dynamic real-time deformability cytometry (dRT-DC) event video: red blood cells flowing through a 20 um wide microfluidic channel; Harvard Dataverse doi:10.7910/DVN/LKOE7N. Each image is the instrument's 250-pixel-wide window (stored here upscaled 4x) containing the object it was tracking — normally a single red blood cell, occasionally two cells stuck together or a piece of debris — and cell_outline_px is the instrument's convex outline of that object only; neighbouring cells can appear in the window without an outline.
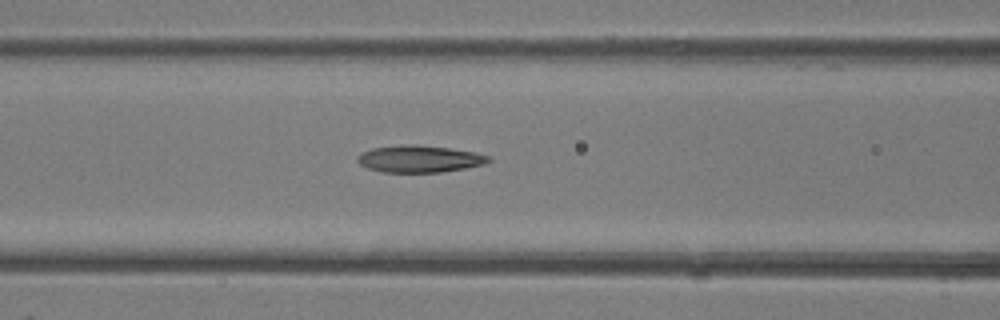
{"species": "common noctule bat (a hibernating species)", "species_latin": "Nyctalus noctula", "temperature_condition": "room temperature", "stored_images_in_passage": 22, "camera_frame_rate_fps": 3000, "um_per_image_px": 0.085, "animal": {"sex": "female"}, "frame": {"image": 1, "passage_image": 7, "time_ms": 2.0, "image_size_px": [1000, 320], "cell_outline_px": [[492, 160], [484, 164], [464, 168], [440, 172], [384, 172], [368, 168], [360, 164], [356, 160], [356, 156], [360, 152], [372, 148], [400, 144], [416, 144], [448, 148], [476, 152], [488, 156]], "centroid_in_image_um": [35.61, 13.49], "position_along_channel_um": 131.0, "area_um2": 20.69}}
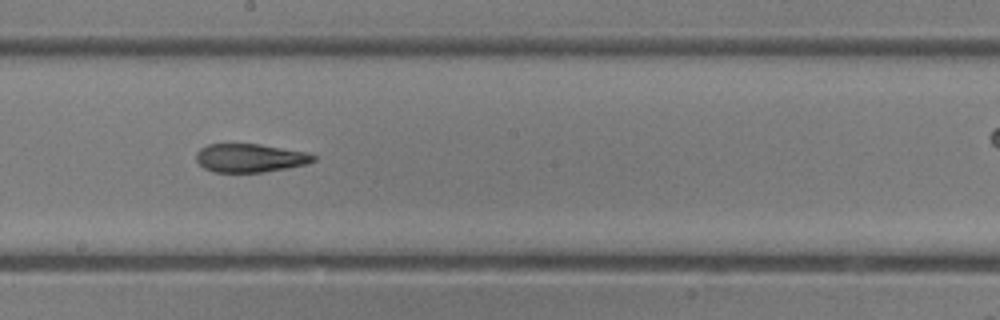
{"frame": {"image": 2, "passage_image": 12, "time_ms": 3.667, "image_size_px": [1000, 320], "cell_outline_px": [[316, 160], [308, 164], [288, 168], [264, 172], [212, 172], [204, 168], [196, 160], [196, 152], [200, 148], [208, 144], [260, 144], [304, 152], [316, 156]], "centroid_in_image_um": [21.24, 13.43], "position_along_channel_um": 227.0, "area_um2": 19.48}}
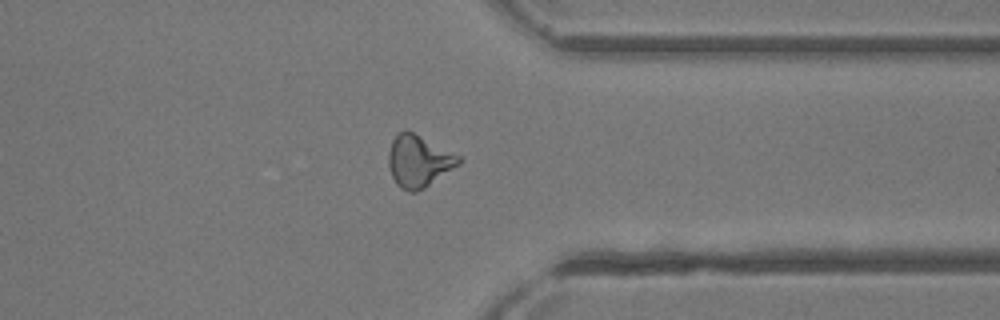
{"frame": {"image": 3, "passage_image": 20, "time_ms": 6.333, "image_size_px": [1000, 320], "cell_outline_px": [[460, 164], [424, 188], [416, 192], [408, 192], [400, 188], [396, 184], [392, 176], [388, 164], [388, 152], [392, 140], [404, 128], [408, 128], [460, 156]], "centroid_in_image_um": [35.56, 13.67], "position_along_channel_um": 375.8, "area_um2": 21.44}}